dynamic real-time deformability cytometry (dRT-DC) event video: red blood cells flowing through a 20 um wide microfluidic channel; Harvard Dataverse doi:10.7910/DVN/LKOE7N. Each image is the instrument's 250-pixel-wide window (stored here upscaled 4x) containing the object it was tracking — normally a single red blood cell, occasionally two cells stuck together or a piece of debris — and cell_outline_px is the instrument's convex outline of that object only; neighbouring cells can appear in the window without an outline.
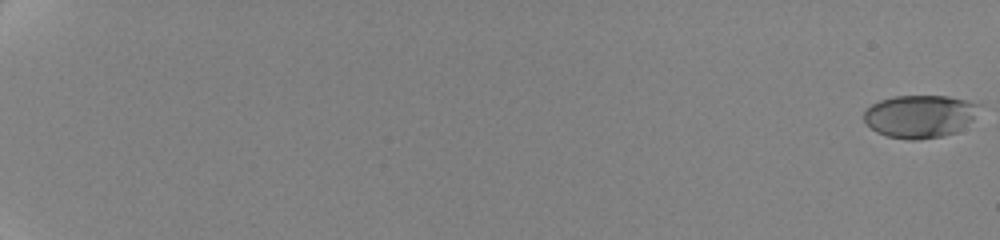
{"species": "human", "species_latin": "Homo sapiens", "temperature_condition": "cold", "stored_images_in_passage": 97, "camera_frame_rate_fps": 3000, "um_per_image_px": 0.085, "donor": {"sex": "female"}, "frame": {"image": 1, "passage_image": 1, "time_ms": 0.0, "image_size_px": [1000, 240], "cell_outline_px": [[984, 104], [972, 120], [956, 132], [944, 136], [912, 140], [908, 140], [888, 136], [876, 132], [864, 120], [864, 112], [872, 104], [880, 100], [896, 96], [948, 96], [968, 100]], "centroid_in_image_um": [78.24, 9.87], "position_along_channel_um": 6.8, "area_um2": 28.84}}
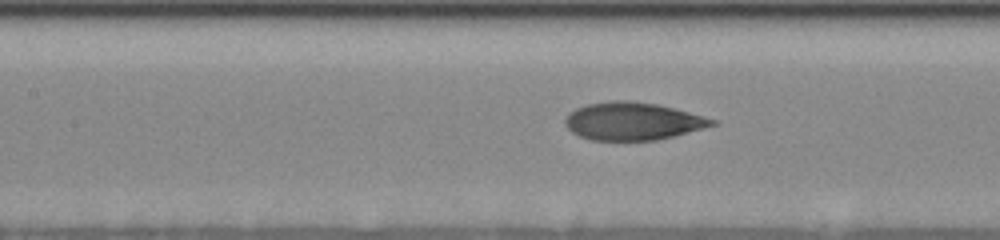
{"frame": {"image": 2, "passage_image": 64, "time_ms": 11.0, "image_size_px": [1000, 240], "cell_outline_px": [[716, 124], [672, 136], [656, 140], [592, 140], [580, 136], [572, 132], [564, 124], [564, 120], [576, 108], [588, 104], [612, 100], [628, 100], [656, 104], [704, 116], [716, 120]], "centroid_in_image_um": [53.74, 10.3], "position_along_channel_um": 153.7, "area_um2": 31.79}}
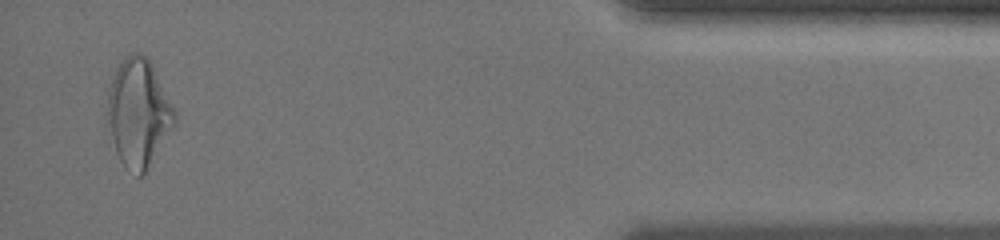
{"frame": {"image": 3, "passage_image": 95, "time_ms": 20.0, "image_size_px": [1000, 240], "cell_outline_px": [[176, 120], [144, 172], [140, 176], [124, 164], [120, 160], [116, 152], [104, 124], [104, 116], [108, 92], [112, 76], [116, 68], [124, 56], [132, 52], [144, 56], [152, 64], [176, 116]], "centroid_in_image_um": [11.67, 9.55], "position_along_channel_um": 423.5, "area_um2": 41.62}, "authors_computed_cell_mechanics": {"area_um2": 31.4432, "velocity_mm_per_s": 3.5426, "shape_relaxation_time_tau1_ms": 3.7782, "shape_relaxation_time_tau2_ms": 1.3584, "deformation_change_tau1": 0.1449, "deformation_change_tau2": 0.0792}}